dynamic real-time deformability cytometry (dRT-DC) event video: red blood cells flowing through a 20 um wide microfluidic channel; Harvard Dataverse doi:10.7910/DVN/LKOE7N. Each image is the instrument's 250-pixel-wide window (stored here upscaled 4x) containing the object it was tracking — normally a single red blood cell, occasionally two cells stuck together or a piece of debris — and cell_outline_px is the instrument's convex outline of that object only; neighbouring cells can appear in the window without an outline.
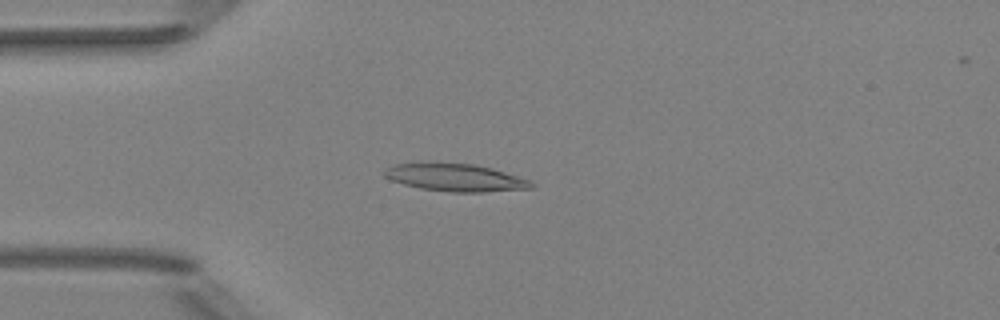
{"species": "Egyptian fruit bat (a non-hibernating species)", "species_latin": "Rousettus aegyptiacus", "temperature_condition": "room temperature", "stored_images_in_passage": 51, "camera_frame_rate_fps": 3000, "um_per_image_px": 0.085, "animal": {"sex": "female"}, "frame": {"image": 1, "passage_image": 14, "time_ms": 4.333, "image_size_px": [1000, 320], "cell_outline_px": [[536, 184], [532, 188], [480, 192], [452, 192], [420, 188], [404, 184], [392, 180], [384, 176], [384, 168], [396, 164], [472, 164], [492, 168], [528, 180]], "centroid_in_image_um": [38.72, 15.11], "position_along_channel_um": 46.3, "area_um2": 22.89}}
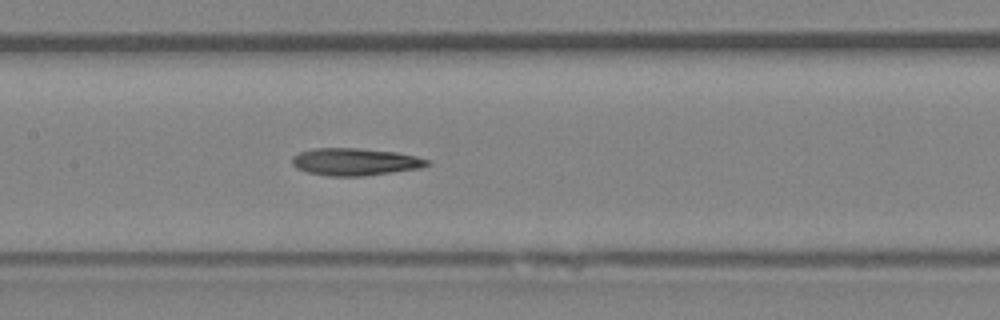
{"frame": {"image": 2, "passage_image": 25, "time_ms": 8.0, "image_size_px": [1000, 320], "cell_outline_px": [[432, 164], [420, 168], [364, 176], [328, 176], [308, 172], [296, 168], [292, 164], [292, 156], [300, 152], [316, 148], [356, 148], [396, 152], [416, 156], [428, 160]], "centroid_in_image_um": [30.18, 13.75], "position_along_channel_um": 177.2, "area_um2": 21.44}}
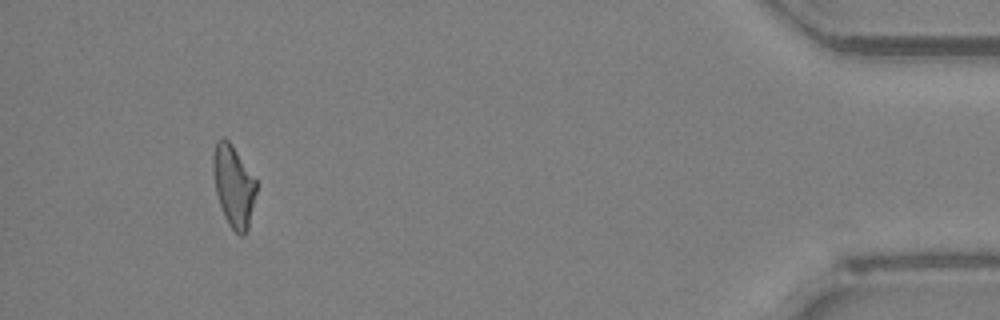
{"frame": {"image": 3, "passage_image": 48, "time_ms": 15.667, "image_size_px": [1000, 320], "cell_outline_px": [[256, 192], [248, 228], [244, 236], [240, 236], [228, 224], [224, 216], [216, 192], [212, 168], [212, 156], [216, 140], [228, 140], [256, 180]], "centroid_in_image_um": [19.84, 15.83], "position_along_channel_um": 415.4, "area_um2": 20.17}, "authors_computed_cell_mechanics": {"area_um2": 21.386, "velocity_mm_per_s": 4.01, "shape_relaxation_time_tau1_ms": null, "shape_relaxation_time_tau2_ms": 10.554, "deformation_change_tau1": null, "deformation_change_tau2": 0.2561}}